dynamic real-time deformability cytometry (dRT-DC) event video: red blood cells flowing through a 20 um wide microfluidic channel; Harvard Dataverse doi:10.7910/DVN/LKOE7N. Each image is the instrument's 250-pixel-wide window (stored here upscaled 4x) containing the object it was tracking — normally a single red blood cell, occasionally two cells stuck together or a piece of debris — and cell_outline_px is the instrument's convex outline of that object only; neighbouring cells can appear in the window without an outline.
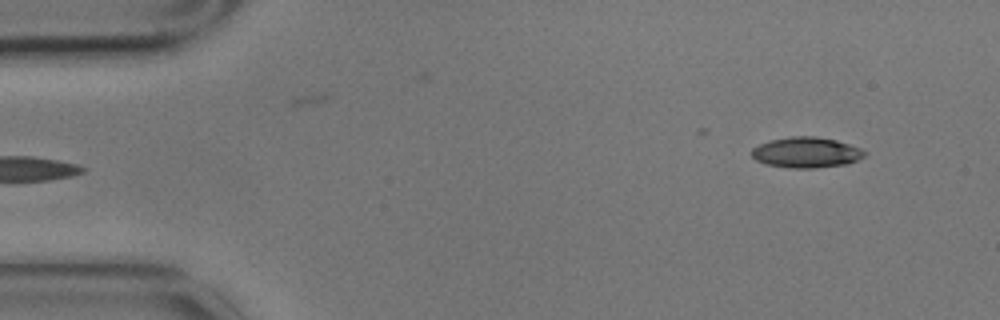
{"species": "common noctule bat (a hibernating species)", "species_latin": "Nyctalus noctula", "temperature_condition": "cold", "stored_images_in_passage": 3, "camera_frame_rate_fps": 3000, "um_per_image_px": 0.085, "animal": {"sex": "male", "body_mass_g": 17.9}, "frame": {"image": 1, "passage_image": 1, "time_ms": 0.0, "image_size_px": [1000, 320], "cell_outline_px": [[868, 152], [864, 156], [848, 164], [816, 168], [788, 168], [764, 164], [756, 160], [752, 156], [752, 148], [760, 144], [772, 140], [792, 136], [816, 136], [836, 140], [860, 148]], "centroid_in_image_um": [68.54, 12.97], "position_along_channel_um": 16.5, "area_um2": 20.17}}
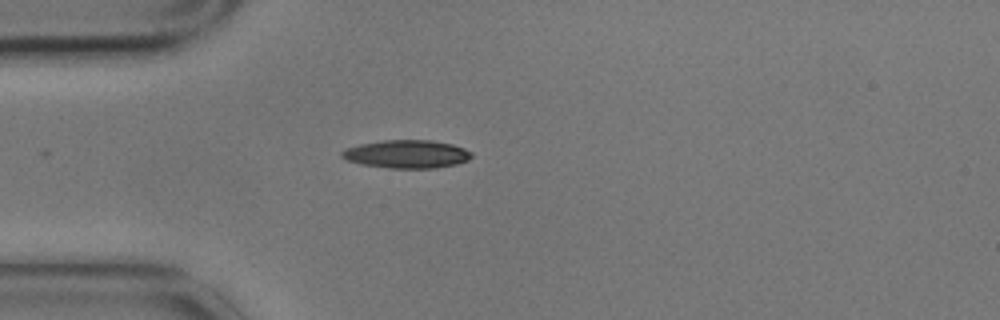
{"frame": {"image": 2, "passage_image": 3, "time_ms": 0.667, "image_size_px": [1000, 320], "cell_outline_px": [[472, 156], [468, 160], [456, 164], [436, 168], [388, 168], [360, 164], [348, 160], [340, 156], [340, 152], [348, 148], [360, 144], [384, 140], [432, 140], [452, 144], [464, 148], [472, 152]], "centroid_in_image_um": [34.59, 13.1], "position_along_channel_um": 50.4, "area_um2": 21.27}}